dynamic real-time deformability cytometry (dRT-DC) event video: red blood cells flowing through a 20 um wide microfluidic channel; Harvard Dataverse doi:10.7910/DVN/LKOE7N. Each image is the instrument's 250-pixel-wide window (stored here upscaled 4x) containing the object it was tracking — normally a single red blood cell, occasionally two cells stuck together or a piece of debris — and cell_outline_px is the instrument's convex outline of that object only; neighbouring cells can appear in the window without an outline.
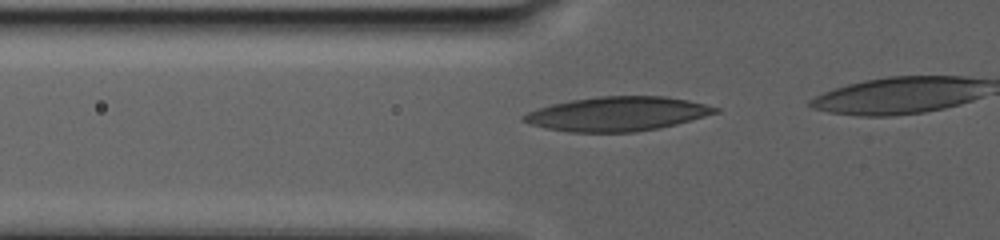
{"species": "human", "species_latin": "Homo sapiens", "temperature_condition": "warm", "stored_images_in_passage": 44, "camera_frame_rate_fps": 3000, "um_per_image_px": 0.085, "donor": {"sex": "male"}, "frame": {"image": 1, "passage_image": 2, "time_ms": 0.333, "image_size_px": [1000, 240], "cell_outline_px": [[720, 112], [676, 124], [660, 128], [636, 132], [568, 132], [548, 128], [532, 124], [520, 120], [520, 116], [528, 112], [552, 104], [572, 100], [600, 96], [664, 96], [688, 100], [720, 108]], "centroid_in_image_um": [52.49, 9.68], "position_along_channel_um": 73.3, "area_um2": 38.09}}
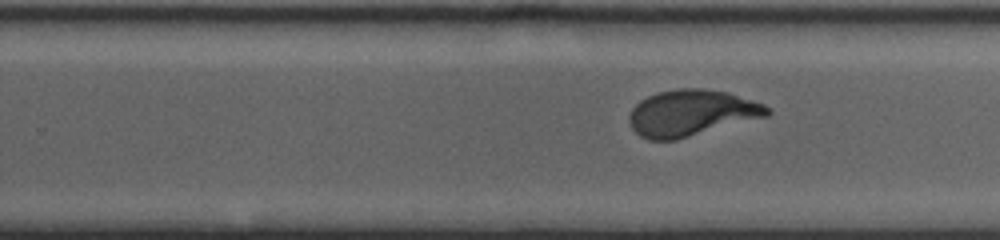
{"frame": {"image": 2, "passage_image": 26, "time_ms": 8.667, "image_size_px": [1000, 240], "cell_outline_px": [[772, 112], [768, 116], [676, 140], [648, 140], [640, 136], [632, 128], [628, 120], [628, 116], [632, 108], [640, 100], [648, 96], [660, 92], [676, 88], [700, 88], [728, 92], [764, 104], [772, 108]], "centroid_in_image_um": [58.78, 9.6], "position_along_channel_um": 271.0, "area_um2": 37.34}}
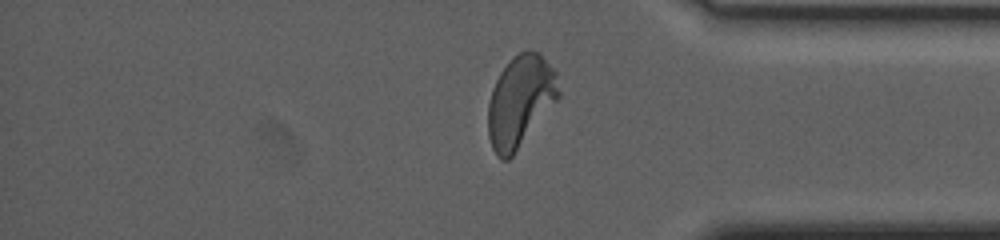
{"frame": {"image": 3, "passage_image": 42, "time_ms": 14.0, "image_size_px": [1000, 240], "cell_outline_px": [[560, 96], [512, 156], [508, 160], [500, 160], [496, 156], [492, 148], [488, 136], [488, 104], [492, 88], [500, 72], [512, 56], [520, 52], [540, 52], [556, 72], [560, 92]], "centroid_in_image_um": [44.21, 8.61], "position_along_channel_um": 391.0, "area_um2": 37.45}}